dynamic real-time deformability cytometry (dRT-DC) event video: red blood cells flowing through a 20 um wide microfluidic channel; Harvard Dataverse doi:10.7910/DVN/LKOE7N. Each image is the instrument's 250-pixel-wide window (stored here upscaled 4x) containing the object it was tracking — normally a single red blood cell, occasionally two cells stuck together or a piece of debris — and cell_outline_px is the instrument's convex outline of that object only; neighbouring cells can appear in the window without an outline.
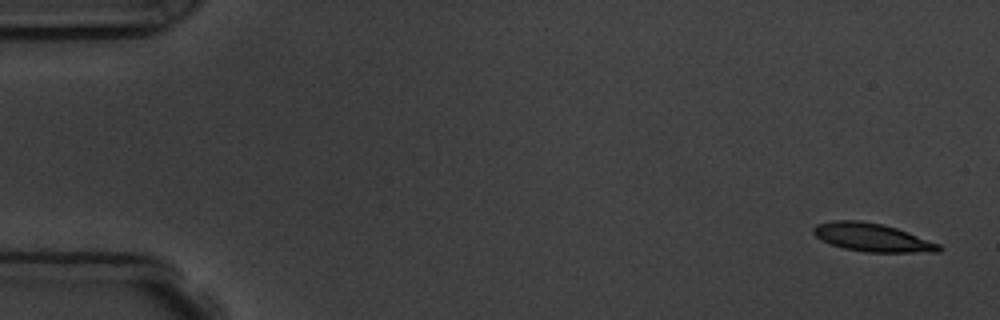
{"species": "common noctule bat (a hibernating species)", "species_latin": "Nyctalus noctula", "temperature_condition": "room temperature", "stored_images_in_passage": 5, "camera_frame_rate_fps": 3000, "um_per_image_px": 0.085, "animal": {"sex": "male", "body_mass_g": 19.5, "forearm_length_mm": 54.6}, "frame": {"image": 1, "passage_image": 1, "time_ms": 0.0, "image_size_px": [1000, 320], "cell_outline_px": [[944, 248], [940, 252], [864, 252], [844, 248], [832, 244], [816, 236], [812, 232], [812, 228], [816, 224], [832, 220], [860, 220], [880, 224], [896, 228], [908, 232], [940, 244]], "centroid_in_image_um": [74.15, 20.18], "position_along_channel_um": 10.8, "area_um2": 20.58}}
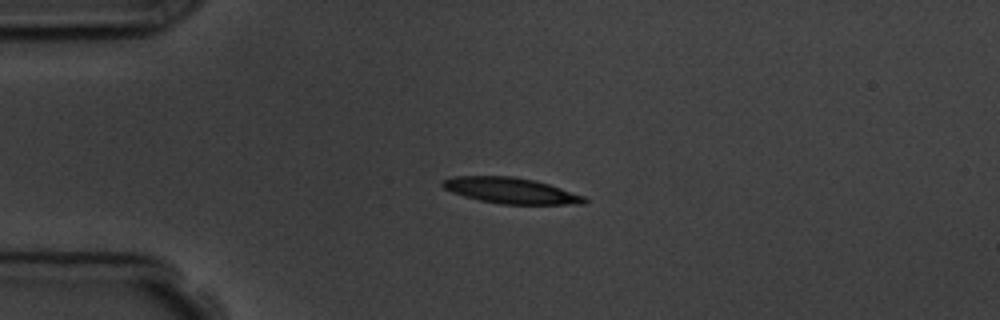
{"frame": {"image": 2, "passage_image": 4, "time_ms": 3.667, "image_size_px": [1000, 320], "cell_outline_px": [[588, 200], [584, 204], [500, 204], [480, 200], [464, 196], [452, 192], [444, 188], [440, 184], [440, 180], [452, 176], [512, 176], [536, 180], [584, 196]], "centroid_in_image_um": [43.38, 16.19], "position_along_channel_um": 41.6, "area_um2": 21.39}}